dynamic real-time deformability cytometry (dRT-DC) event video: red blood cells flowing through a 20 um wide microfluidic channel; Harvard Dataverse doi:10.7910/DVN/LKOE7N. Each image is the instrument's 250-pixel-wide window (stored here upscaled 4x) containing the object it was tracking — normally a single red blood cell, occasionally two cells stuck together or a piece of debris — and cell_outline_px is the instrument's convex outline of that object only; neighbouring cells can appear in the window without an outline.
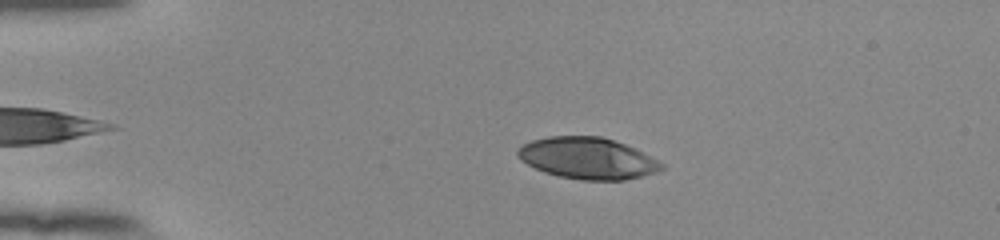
{"species": "human", "species_latin": "Homo sapiens", "temperature_condition": "room temperature", "stored_images_in_passage": 47, "camera_frame_rate_fps": 3000, "um_per_image_px": 0.085, "donor": {"sex": "female"}, "frame": {"image": 1, "passage_image": 12, "time_ms": 3.667, "image_size_px": [1000, 240], "cell_outline_px": [[664, 168], [656, 172], [624, 180], [580, 180], [560, 176], [544, 172], [520, 160], [516, 156], [516, 152], [524, 144], [532, 140], [548, 136], [600, 136], [624, 144], [664, 164]], "centroid_in_image_um": [49.9, 13.45], "position_along_channel_um": 35.1, "area_um2": 34.33}}
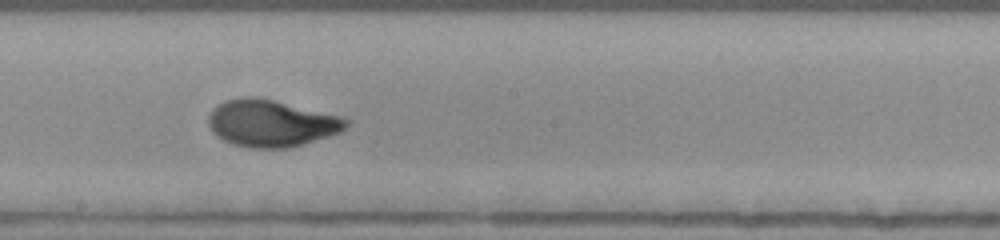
{"frame": {"image": 2, "passage_image": 31, "time_ms": 10.0, "image_size_px": [1000, 240], "cell_outline_px": [[348, 124], [340, 132], [328, 136], [288, 148], [248, 148], [232, 144], [216, 136], [212, 132], [208, 124], [208, 116], [212, 108], [224, 100], [240, 96], [252, 96], [272, 100], [344, 116], [348, 120]], "centroid_in_image_um": [23.01, 10.47], "position_along_channel_um": 225.2, "area_um2": 37.8}}
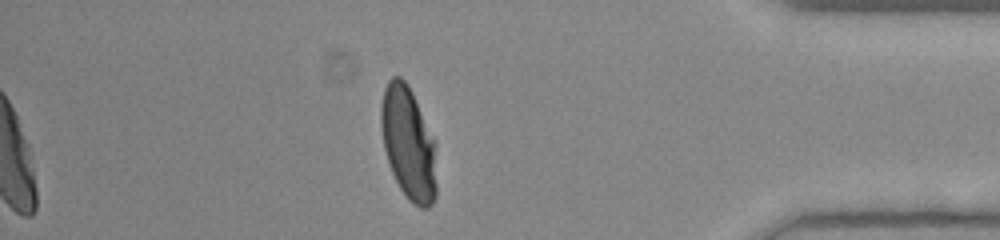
{"frame": {"image": 3, "passage_image": 47, "time_ms": 15.333, "image_size_px": [1000, 240], "cell_outline_px": [[436, 196], [432, 204], [428, 208], [420, 208], [408, 200], [400, 188], [388, 164], [384, 148], [380, 124], [380, 104], [384, 88], [388, 80], [392, 76], [400, 76], [408, 84], [436, 140]], "centroid_in_image_um": [34.72, 12.17], "position_along_channel_um": 400.5, "area_um2": 37.22}, "authors_computed_cell_mechanics": {"area_um2": 36.125, "velocity_mm_per_s": 3.8666, "shape_relaxation_time_tau1_ms": 5.3299, "shape_relaxation_time_tau2_ms": null, "deformation_change_tau1": 0.2417, "deformation_change_tau2": null}}